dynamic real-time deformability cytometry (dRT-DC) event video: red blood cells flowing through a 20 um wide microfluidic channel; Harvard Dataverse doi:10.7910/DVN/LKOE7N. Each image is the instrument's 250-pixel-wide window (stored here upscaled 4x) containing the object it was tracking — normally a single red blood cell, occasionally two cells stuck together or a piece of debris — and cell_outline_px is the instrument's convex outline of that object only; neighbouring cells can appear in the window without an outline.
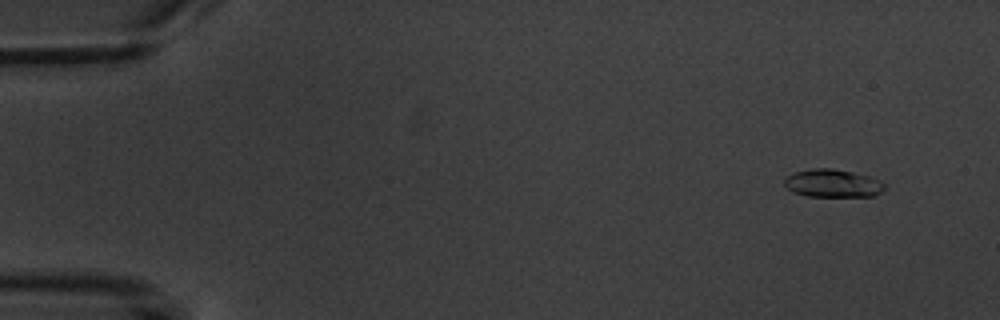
{"species": "common noctule bat (a hibernating species)", "species_latin": "Nyctalus noctula", "temperature_condition": "warm", "stored_images_in_passage": 6, "segment_of_instrument_passage": [1, 2], "camera_frame_rate_fps": 3000, "um_per_image_px": 0.085, "animal": {"sex": "male", "body_mass_g": 20.1, "forearm_length_mm": 53.5}, "frame": {"image": 1, "passage_image": 1, "time_ms": 0.0, "image_size_px": [1000, 320], "cell_outline_px": [[884, 188], [880, 192], [872, 196], [808, 196], [792, 192], [784, 184], [784, 180], [788, 176], [796, 172], [812, 168], [832, 168], [852, 172], [868, 176], [880, 180], [884, 184]], "centroid_in_image_um": [70.77, 15.58], "position_along_channel_um": 14.2, "area_um2": 16.13}}